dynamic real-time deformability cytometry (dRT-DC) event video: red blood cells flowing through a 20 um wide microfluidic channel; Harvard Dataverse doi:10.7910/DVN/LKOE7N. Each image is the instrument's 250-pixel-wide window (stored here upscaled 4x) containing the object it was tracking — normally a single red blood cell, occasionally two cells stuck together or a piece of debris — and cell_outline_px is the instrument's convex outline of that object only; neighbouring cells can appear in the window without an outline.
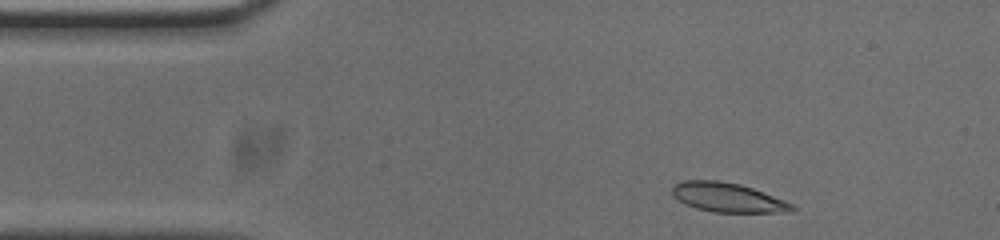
{"species": "common noctule bat (a hibernating species)", "species_latin": "Nyctalus noctula", "temperature_condition": "cold", "stored_images_in_passage": 48, "camera_frame_rate_fps": 3000, "um_per_image_px": 0.085, "animal": {"sex": "male", "body_mass_g": 20.0, "forearm_length_mm": 53.3}, "frame": {"image": 1, "passage_image": 2, "time_ms": 0.333, "image_size_px": [1000, 240], "cell_outline_px": [[796, 208], [784, 212], [712, 212], [696, 208], [684, 204], [672, 196], [672, 184], [684, 180], [716, 180], [740, 184], [752, 188], [784, 200], [792, 204]], "centroid_in_image_um": [61.78, 16.78], "position_along_channel_um": 23.2, "area_um2": 20.4}}
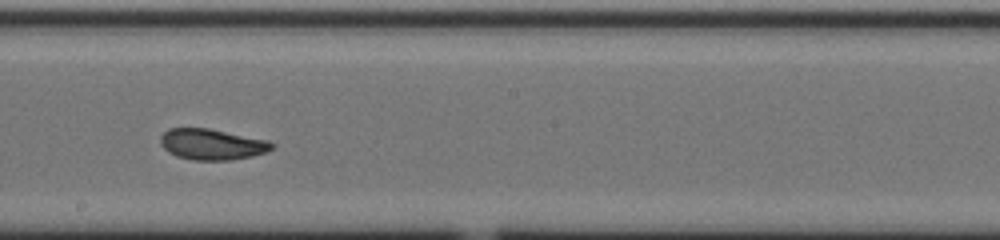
{"frame": {"image": 2, "passage_image": 23, "time_ms": 7.333, "image_size_px": [1000, 240], "cell_outline_px": [[276, 144], [272, 148], [264, 152], [252, 156], [232, 160], [192, 160], [176, 156], [168, 152], [160, 144], [160, 136], [168, 128], [208, 128], [268, 140]], "centroid_in_image_um": [17.99, 12.27], "position_along_channel_um": 230.2, "area_um2": 20.11}}
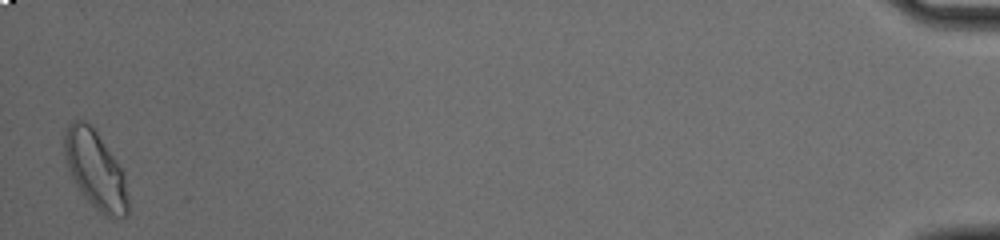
{"frame": {"image": 3, "passage_image": 47, "time_ms": 15.333, "image_size_px": [1000, 240], "cell_outline_px": [[128, 212], [124, 216], [112, 220], [104, 216], [80, 192], [68, 168], [64, 152], [64, 132], [68, 124], [72, 120], [84, 120], [96, 132], [124, 172], [128, 200]], "centroid_in_image_um": [8.11, 14.46], "position_along_channel_um": 427.1, "area_um2": 28.61}, "authors_computed_cell_mechanics": {"area_um2": 20.6346, "velocity_mm_per_s": 3.7651, "shape_relaxation_time_tau1_ms": 4.4665, "shape_relaxation_time_tau2_ms": 1.2485, "deformation_change_tau1": 0.1765, "deformation_change_tau2": 0.0761}}